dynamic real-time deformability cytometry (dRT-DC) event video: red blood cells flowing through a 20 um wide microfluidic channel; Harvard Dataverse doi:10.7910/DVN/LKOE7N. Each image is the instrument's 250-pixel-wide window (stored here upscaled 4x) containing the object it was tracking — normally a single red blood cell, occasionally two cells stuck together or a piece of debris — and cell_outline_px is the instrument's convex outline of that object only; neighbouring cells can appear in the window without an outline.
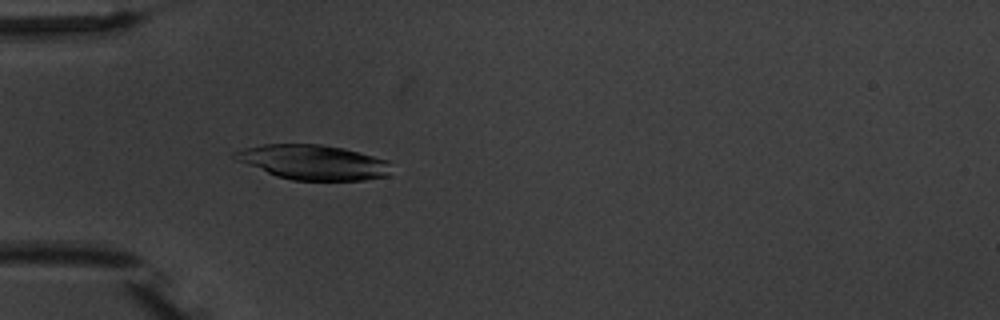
{"species": "common noctule bat (a hibernating species)", "species_latin": "Nyctalus noctula", "temperature_condition": "warm", "stored_images_in_passage": 5, "camera_frame_rate_fps": 3000, "um_per_image_px": 0.085, "animal": {"sex": "male", "body_mass_g": 20.1, "forearm_length_mm": 53.5}, "frame": {"image": 1, "passage_image": 5, "time_ms": 4.667, "image_size_px": [1000, 320], "cell_outline_px": [[388, 176], [364, 180], [292, 180], [276, 176], [236, 160], [232, 156], [232, 152], [244, 148], [264, 144], [320, 144], [344, 148], [360, 152], [388, 160]], "centroid_in_image_um": [26.59, 13.78], "position_along_channel_um": 58.4, "area_um2": 31.62}}